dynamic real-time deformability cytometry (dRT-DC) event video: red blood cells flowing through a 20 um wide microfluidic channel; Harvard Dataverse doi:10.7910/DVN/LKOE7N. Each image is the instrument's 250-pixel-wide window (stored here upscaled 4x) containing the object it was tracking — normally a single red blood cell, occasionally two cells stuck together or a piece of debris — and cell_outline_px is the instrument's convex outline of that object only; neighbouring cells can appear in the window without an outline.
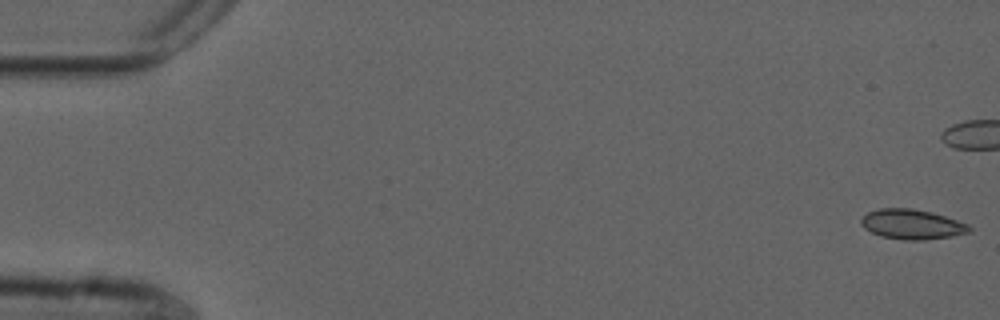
{"species": "common noctule bat (a hibernating species)", "species_latin": "Nyctalus noctula", "temperature_condition": "cold", "stored_images_in_passage": 44, "camera_frame_rate_fps": 3000, "um_per_image_px": 0.085, "animal": {"sex": "male", "forearm_length_mm": 52.5}, "frame": {"image": 1, "passage_image": 1, "time_ms": 0.0, "image_size_px": [1000, 320], "cell_outline_px": [[972, 232], [952, 236], [924, 240], [904, 240], [880, 236], [864, 228], [860, 224], [860, 220], [868, 212], [880, 208], [912, 208], [932, 212], [968, 224], [972, 228]], "centroid_in_image_um": [77.52, 19.07], "position_along_channel_um": 7.5, "area_um2": 18.9}}
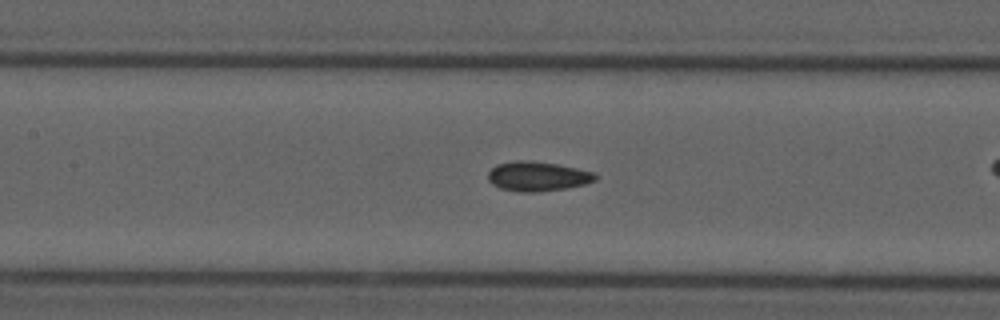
{"frame": {"image": 2, "passage_image": 25, "time_ms": 8.0, "image_size_px": [1000, 320], "cell_outline_px": [[596, 180], [584, 184], [568, 188], [540, 192], [520, 192], [500, 188], [492, 184], [488, 180], [488, 172], [496, 164], [516, 160], [528, 160], [556, 164], [596, 172]], "centroid_in_image_um": [45.68, 14.99], "position_along_channel_um": 161.7, "area_um2": 18.61}}
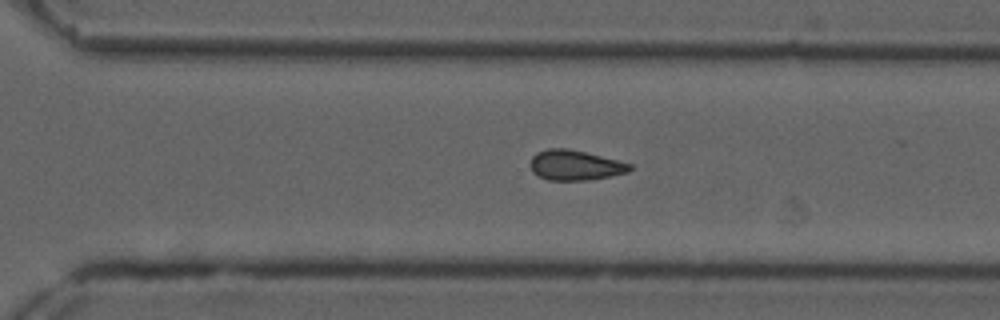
{"frame": {"image": 3, "passage_image": 38, "time_ms": 12.333, "image_size_px": [1000, 320], "cell_outline_px": [[632, 168], [628, 172], [612, 176], [592, 180], [548, 180], [532, 172], [532, 156], [536, 152], [548, 148], [568, 148], [632, 164]], "centroid_in_image_um": [48.89, 14.05], "position_along_channel_um": 321.7, "area_um2": 17.34}}